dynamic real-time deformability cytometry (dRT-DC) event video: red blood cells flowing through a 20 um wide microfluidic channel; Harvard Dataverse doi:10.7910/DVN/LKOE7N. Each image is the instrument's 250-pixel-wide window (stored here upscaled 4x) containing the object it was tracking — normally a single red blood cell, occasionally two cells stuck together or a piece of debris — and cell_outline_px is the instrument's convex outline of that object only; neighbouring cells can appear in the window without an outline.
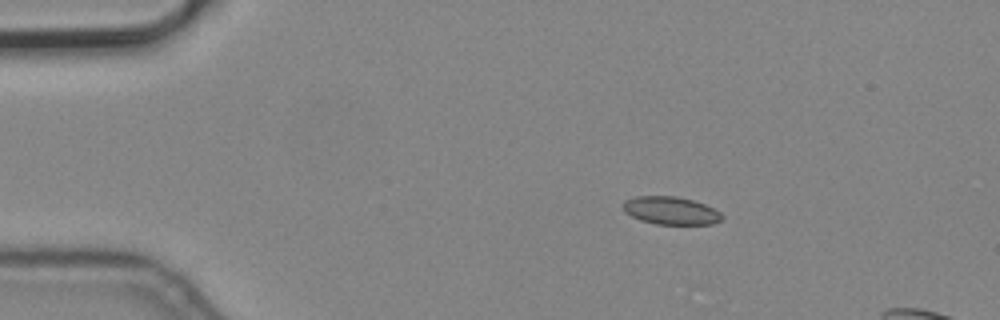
{"species": "common noctule bat (a hibernating species)", "species_latin": "Nyctalus noctula", "temperature_condition": "cold", "stored_images_in_passage": 4, "camera_frame_rate_fps": 3000, "um_per_image_px": 0.085, "animal": {"sex": "male", "body_mass_g": 19.2, "forearm_length_mm": 51.8}, "frame": {"image": 1, "passage_image": 2, "time_ms": 0.333, "image_size_px": [1000, 320], "cell_outline_px": [[724, 220], [712, 224], [656, 224], [640, 220], [624, 212], [620, 204], [624, 200], [636, 196], [676, 196], [692, 200], [704, 204], [720, 212], [724, 216]], "centroid_in_image_um": [56.99, 17.9], "position_along_channel_um": 28.0, "area_um2": 16.24}}